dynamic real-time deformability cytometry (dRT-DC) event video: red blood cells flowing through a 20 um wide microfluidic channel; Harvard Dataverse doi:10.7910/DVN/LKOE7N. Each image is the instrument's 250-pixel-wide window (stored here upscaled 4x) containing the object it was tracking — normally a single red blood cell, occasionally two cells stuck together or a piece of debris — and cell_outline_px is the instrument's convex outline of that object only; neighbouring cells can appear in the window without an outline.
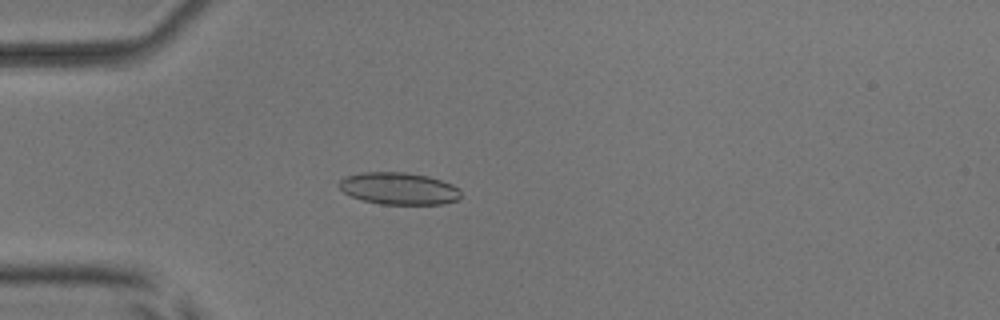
{"species": "common noctule bat (a hibernating species)", "species_latin": "Nyctalus noctula", "temperature_condition": "room temperature", "stored_images_in_passage": 4, "camera_frame_rate_fps": 3000, "um_per_image_px": 0.085, "animal": {"sex": "male", "body_mass_g": 17.9, "forearm_length_mm": 54.2}, "frame": {"image": 1, "passage_image": 4, "time_ms": 3.333, "image_size_px": [1000, 320], "cell_outline_px": [[460, 200], [444, 204], [380, 204], [364, 200], [352, 196], [344, 192], [336, 184], [344, 176], [360, 172], [404, 172], [428, 176], [452, 184], [460, 188]], "centroid_in_image_um": [33.91, 16.02], "position_along_channel_um": 51.1, "area_um2": 22.95}}